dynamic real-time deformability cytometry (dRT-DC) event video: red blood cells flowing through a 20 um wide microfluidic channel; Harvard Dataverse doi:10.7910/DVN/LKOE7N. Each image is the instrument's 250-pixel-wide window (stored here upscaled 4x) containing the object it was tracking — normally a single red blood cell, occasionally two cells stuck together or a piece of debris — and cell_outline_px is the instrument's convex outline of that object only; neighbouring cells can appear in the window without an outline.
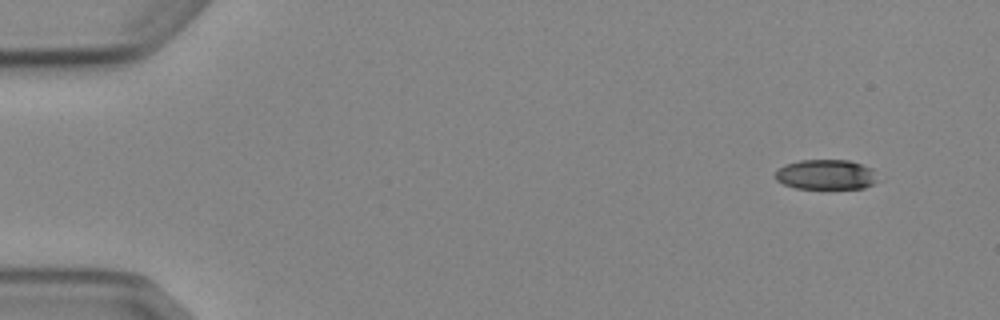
{"species": "Egyptian fruit bat (a non-hibernating species)", "species_latin": "Rousettus aegyptiacus", "temperature_condition": "cold", "stored_images_in_passage": 5, "camera_frame_rate_fps": 3000, "um_per_image_px": 0.085, "animal": {"sex": "female"}, "frame": {"image": 1, "passage_image": 1, "time_ms": 0.0, "image_size_px": [1000, 320], "cell_outline_px": [[876, 180], [872, 184], [864, 188], [796, 188], [784, 184], [776, 180], [776, 168], [784, 164], [800, 160], [848, 160], [872, 168]], "centroid_in_image_um": [70.15, 14.83], "position_along_channel_um": 14.8, "area_um2": 17.74}}
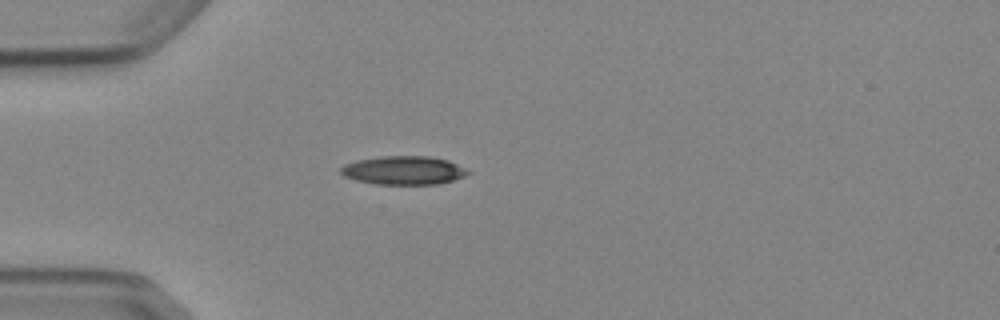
{"frame": {"image": 2, "passage_image": 4, "time_ms": 3.667, "image_size_px": [1000, 320], "cell_outline_px": [[472, 172], [464, 176], [440, 184], [376, 184], [356, 180], [344, 176], [340, 172], [340, 168], [344, 164], [360, 160], [380, 156], [428, 156], [448, 160]], "centroid_in_image_um": [34.31, 14.48], "position_along_channel_um": 50.7, "area_um2": 21.04}}